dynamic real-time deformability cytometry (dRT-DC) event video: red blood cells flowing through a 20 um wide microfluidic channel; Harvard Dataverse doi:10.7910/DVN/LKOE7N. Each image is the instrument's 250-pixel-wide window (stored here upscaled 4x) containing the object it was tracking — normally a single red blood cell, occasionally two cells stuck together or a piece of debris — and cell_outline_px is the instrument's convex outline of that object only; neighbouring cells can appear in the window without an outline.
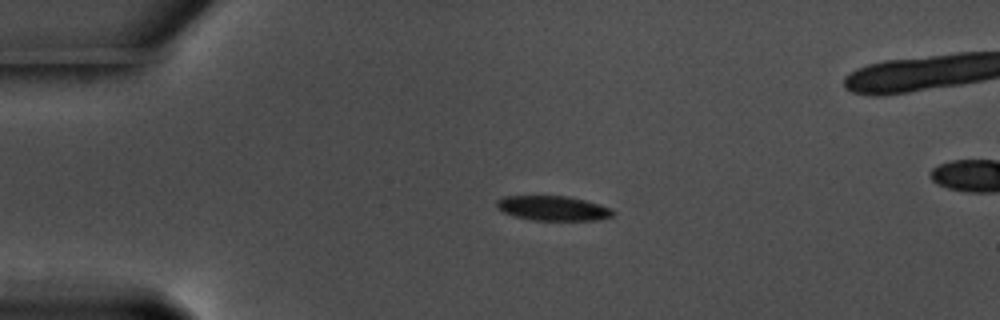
{"species": "common noctule bat (a hibernating species)", "species_latin": "Nyctalus noctula", "temperature_condition": "warm", "stored_images_in_passage": 46, "segment_of_instrument_passage": [1, 2], "camera_frame_rate_fps": 3000, "um_per_image_px": 0.085, "animal": {"sex": "male", "body_mass_g": 17.5, "forearm_length_mm": 52.3}, "frame": {"image": 1, "passage_image": 1, "time_ms": 0.0, "image_size_px": [1000, 320], "cell_outline_px": [[616, 212], [612, 216], [600, 220], [532, 220], [516, 216], [504, 212], [496, 208], [496, 200], [504, 196], [568, 196], [600, 204], [612, 208]], "centroid_in_image_um": [47.03, 17.7], "position_along_channel_um": 38.0, "area_um2": 16.82}}
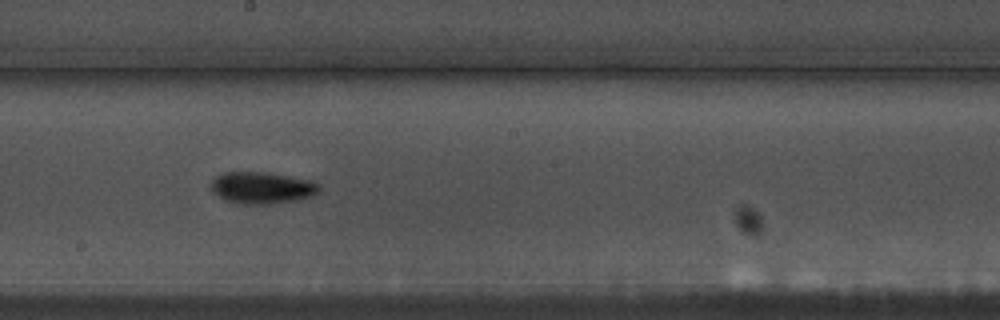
{"frame": {"image": 2, "passage_image": 20, "time_ms": 6.333, "image_size_px": [1000, 320], "cell_outline_px": [[320, 188], [312, 196], [300, 200], [272, 204], [236, 204], [224, 200], [212, 192], [212, 180], [216, 176], [224, 172], [264, 172], [308, 180], [316, 184]], "centroid_in_image_um": [22.21, 15.98], "position_along_channel_um": 226.0, "area_um2": 19.94}}
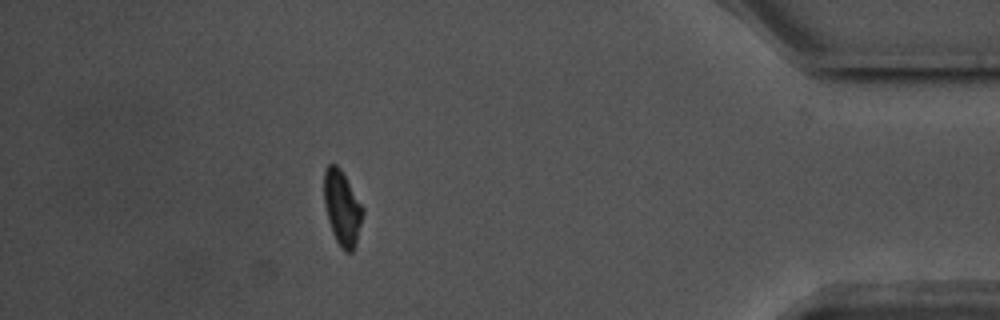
{"frame": {"image": 3, "passage_image": 39, "time_ms": 12.667, "image_size_px": [1000, 320], "cell_outline_px": [[364, 212], [356, 244], [352, 252], [344, 252], [340, 248], [332, 232], [328, 220], [324, 204], [324, 168], [328, 164], [336, 164], [340, 168], [364, 208]], "centroid_in_image_um": [29.08, 17.69], "position_along_channel_um": 406.1, "area_um2": 16.99}}